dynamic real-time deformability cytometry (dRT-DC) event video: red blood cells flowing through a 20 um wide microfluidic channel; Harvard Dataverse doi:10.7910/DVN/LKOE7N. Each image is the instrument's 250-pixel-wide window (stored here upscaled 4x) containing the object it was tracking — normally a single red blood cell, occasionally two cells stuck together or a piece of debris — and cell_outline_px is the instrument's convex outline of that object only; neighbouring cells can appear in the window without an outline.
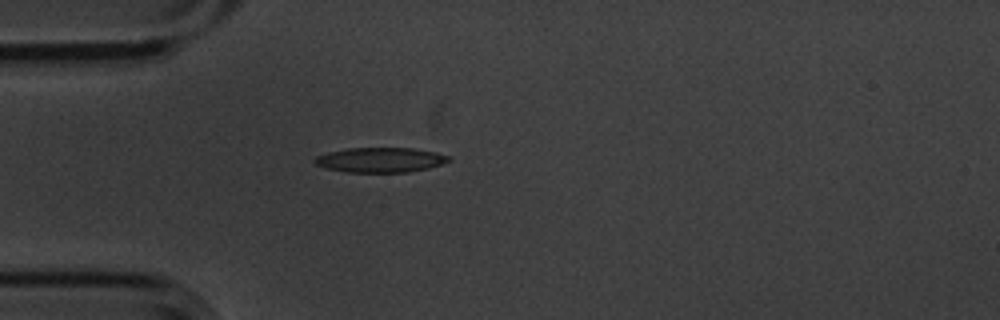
{"species": "common noctule bat (a hibernating species)", "species_latin": "Nyctalus noctula", "temperature_condition": "cold", "stored_images_in_passage": 5, "camera_frame_rate_fps": 3000, "um_per_image_px": 0.085, "animal": {"sex": "male", "body_mass_g": 20.1, "forearm_length_mm": 53.5}, "frame": {"image": 1, "passage_image": 5, "time_ms": 1.333, "image_size_px": [1000, 320], "cell_outline_px": [[452, 160], [428, 168], [408, 172], [344, 172], [328, 168], [316, 164], [312, 160], [316, 156], [328, 152], [348, 148], [412, 148], [436, 152], [448, 156]], "centroid_in_image_um": [32.32, 13.59], "position_along_channel_um": 52.7, "area_um2": 19.31}}